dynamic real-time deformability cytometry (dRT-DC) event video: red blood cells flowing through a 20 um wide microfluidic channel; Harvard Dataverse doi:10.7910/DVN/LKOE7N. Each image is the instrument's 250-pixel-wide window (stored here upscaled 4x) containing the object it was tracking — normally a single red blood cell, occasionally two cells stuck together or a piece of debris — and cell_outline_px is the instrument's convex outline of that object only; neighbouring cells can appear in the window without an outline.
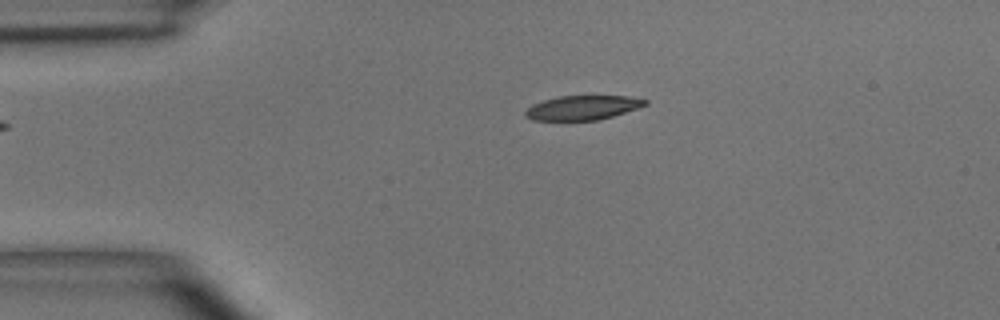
{"species": "common noctule bat (a hibernating species)", "species_latin": "Nyctalus noctula", "temperature_condition": "room temperature", "stored_images_in_passage": 3, "camera_frame_rate_fps": 3000, "um_per_image_px": 0.085, "animal": {"sex": "male", "body_mass_g": 15.6}, "frame": {"image": 1, "passage_image": 3, "time_ms": 2.333, "image_size_px": [1000, 320], "cell_outline_px": [[648, 104], [640, 108], [600, 120], [532, 120], [524, 116], [524, 112], [532, 104], [544, 100], [560, 96], [628, 96], [648, 100]], "centroid_in_image_um": [49.55, 9.16], "position_along_channel_um": 35.5, "area_um2": 17.11}}